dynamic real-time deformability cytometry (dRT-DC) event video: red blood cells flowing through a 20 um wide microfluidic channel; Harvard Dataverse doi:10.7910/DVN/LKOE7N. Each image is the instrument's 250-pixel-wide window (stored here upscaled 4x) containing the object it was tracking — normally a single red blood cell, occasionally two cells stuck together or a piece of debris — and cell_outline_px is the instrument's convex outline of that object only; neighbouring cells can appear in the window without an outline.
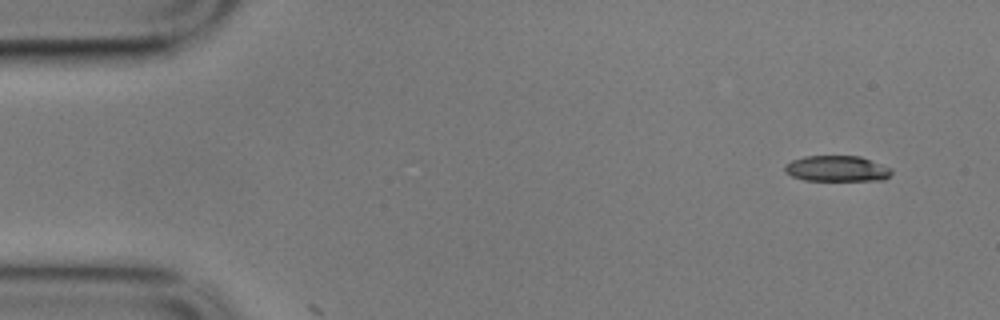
{"species": "common noctule bat (a hibernating species)", "species_latin": "Nyctalus noctula", "temperature_condition": "cold", "stored_images_in_passage": 3, "camera_frame_rate_fps": 3000, "um_per_image_px": 0.085, "animal": {"sex": "male", "body_mass_g": 17.9}, "frame": {"image": 1, "passage_image": 1, "time_ms": 0.0, "image_size_px": [1000, 320], "cell_outline_px": [[892, 172], [884, 180], [804, 180], [792, 176], [784, 172], [784, 164], [792, 160], [804, 156], [860, 156], [892, 168]], "centroid_in_image_um": [71.11, 14.33], "position_along_channel_um": 13.9, "area_um2": 16.07}}